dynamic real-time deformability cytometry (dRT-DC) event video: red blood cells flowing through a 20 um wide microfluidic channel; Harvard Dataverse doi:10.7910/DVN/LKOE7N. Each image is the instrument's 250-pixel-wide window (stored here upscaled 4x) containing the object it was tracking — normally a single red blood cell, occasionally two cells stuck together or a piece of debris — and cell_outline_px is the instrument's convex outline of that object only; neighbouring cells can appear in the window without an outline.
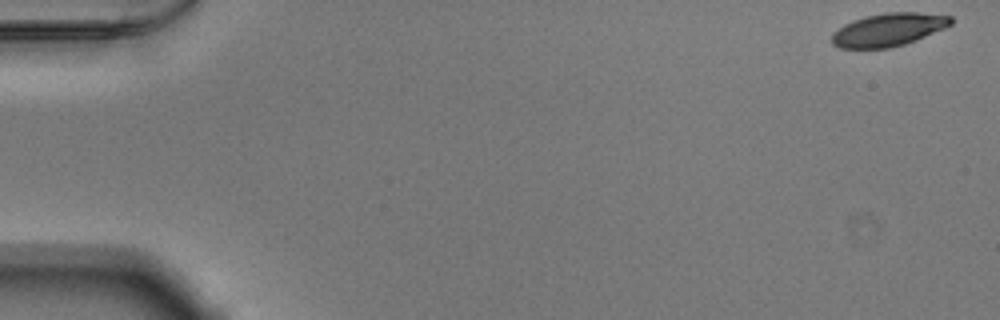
{"species": "Egyptian fruit bat (a non-hibernating species)", "species_latin": "Rousettus aegyptiacus", "temperature_condition": "warm", "stored_images_in_passage": 53, "camera_frame_rate_fps": 3000, "um_per_image_px": 0.085, "animal": {"sex": "male"}, "frame": {"image": 1, "passage_image": 1, "time_ms": 0.0, "image_size_px": [1000, 320], "cell_outline_px": [[952, 24], [944, 28], [916, 40], [904, 44], [888, 48], [840, 48], [832, 44], [832, 32], [844, 24], [852, 20], [864, 16], [888, 12], [920, 12], [952, 16]], "centroid_in_image_um": [75.5, 2.51], "position_along_channel_um": 9.5, "area_um2": 22.95}}
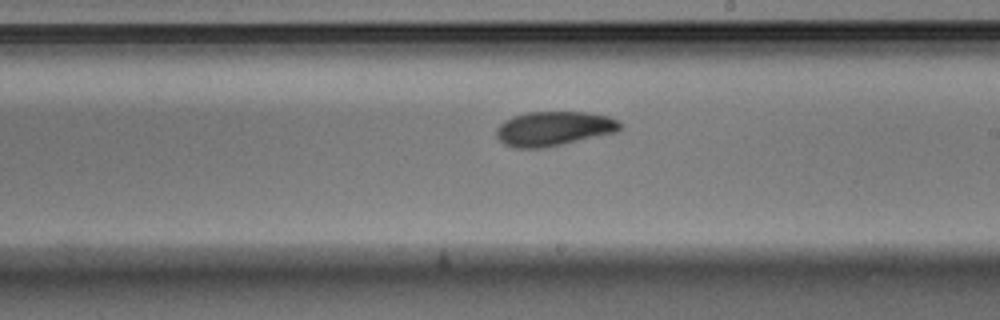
{"frame": {"image": 2, "passage_image": 31, "time_ms": 10.0, "image_size_px": [1000, 320], "cell_outline_px": [[624, 124], [616, 132], [560, 144], [540, 148], [516, 148], [504, 144], [496, 136], [496, 128], [504, 120], [512, 116], [528, 112], [588, 112], [608, 116]], "centroid_in_image_um": [47.04, 10.92], "position_along_channel_um": 242.0, "area_um2": 24.68}}
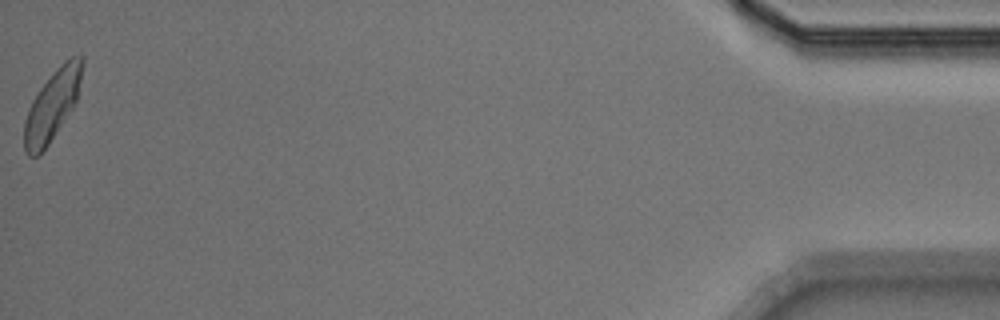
{"frame": {"image": 3, "passage_image": 53, "time_ms": 17.333, "image_size_px": [1000, 320], "cell_outline_px": [[84, 64], [76, 100], [72, 108], [48, 144], [36, 156], [28, 156], [24, 148], [24, 120], [28, 108], [32, 100], [40, 88], [56, 68], [64, 60], [72, 56], [80, 56], [84, 60]], "centroid_in_image_um": [4.43, 8.92], "position_along_channel_um": 430.8, "area_um2": 23.29}, "authors_computed_cell_mechanics": {"area_um2": 23.9292, "velocity_mm_per_s": 3.8318, "shape_relaxation_time_tau1_ms": 5.5953, "shape_relaxation_time_tau2_ms": 4.3554, "deformation_change_tau1": 0.1746, "deformation_change_tau2": 0.1053}}